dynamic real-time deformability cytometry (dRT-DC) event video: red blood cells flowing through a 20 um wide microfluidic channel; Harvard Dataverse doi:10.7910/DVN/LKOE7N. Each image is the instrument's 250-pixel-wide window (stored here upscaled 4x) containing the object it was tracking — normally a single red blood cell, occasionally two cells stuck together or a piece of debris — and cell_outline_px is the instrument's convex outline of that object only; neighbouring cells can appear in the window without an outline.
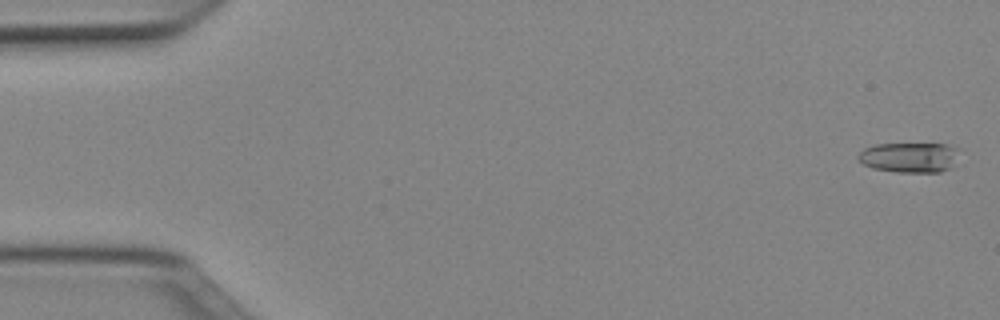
{"species": "Egyptian fruit bat (a non-hibernating species)", "species_latin": "Rousettus aegyptiacus", "temperature_condition": "cold", "stored_images_in_passage": 50, "camera_frame_rate_fps": 3000, "um_per_image_px": 0.085, "animal": {"sex": "female"}, "frame": {"image": 1, "passage_image": 1, "time_ms": 0.0, "image_size_px": [1000, 320], "cell_outline_px": [[960, 148], [952, 168], [940, 172], [896, 172], [872, 168], [864, 164], [856, 156], [864, 148], [876, 144], [948, 144]], "centroid_in_image_um": [77.33, 13.37], "position_along_channel_um": 7.7, "area_um2": 17.86}}
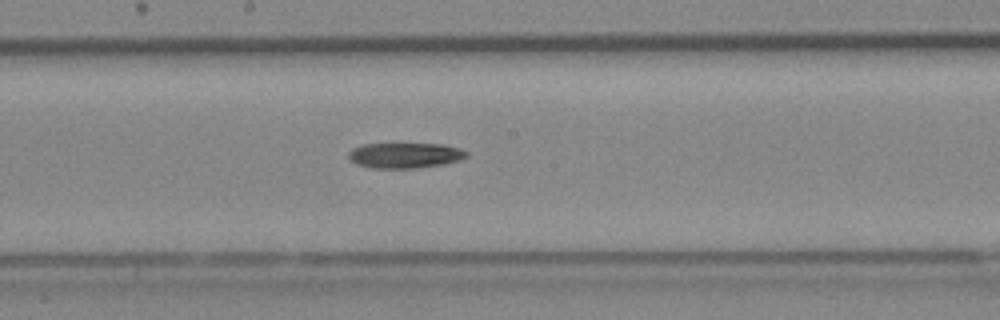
{"frame": {"image": 2, "passage_image": 27, "time_ms": 8.667, "image_size_px": [1000, 320], "cell_outline_px": [[468, 156], [460, 160], [444, 164], [420, 168], [372, 168], [356, 164], [348, 156], [348, 152], [352, 148], [364, 144], [444, 144], [460, 148], [468, 152]], "centroid_in_image_um": [34.45, 13.21], "position_along_channel_um": 213.8, "area_um2": 17.57}}
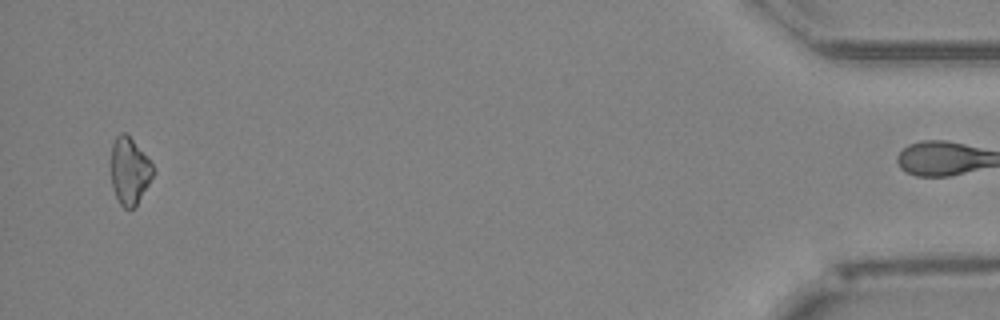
{"frame": {"image": 3, "passage_image": 49, "time_ms": 16.0, "image_size_px": [1000, 320], "cell_outline_px": [[152, 176], [136, 208], [124, 208], [120, 204], [112, 188], [112, 144], [116, 136], [120, 132], [124, 132], [132, 140], [152, 164]], "centroid_in_image_um": [10.99, 14.56], "position_along_channel_um": 424.2, "area_um2": 15.95}}